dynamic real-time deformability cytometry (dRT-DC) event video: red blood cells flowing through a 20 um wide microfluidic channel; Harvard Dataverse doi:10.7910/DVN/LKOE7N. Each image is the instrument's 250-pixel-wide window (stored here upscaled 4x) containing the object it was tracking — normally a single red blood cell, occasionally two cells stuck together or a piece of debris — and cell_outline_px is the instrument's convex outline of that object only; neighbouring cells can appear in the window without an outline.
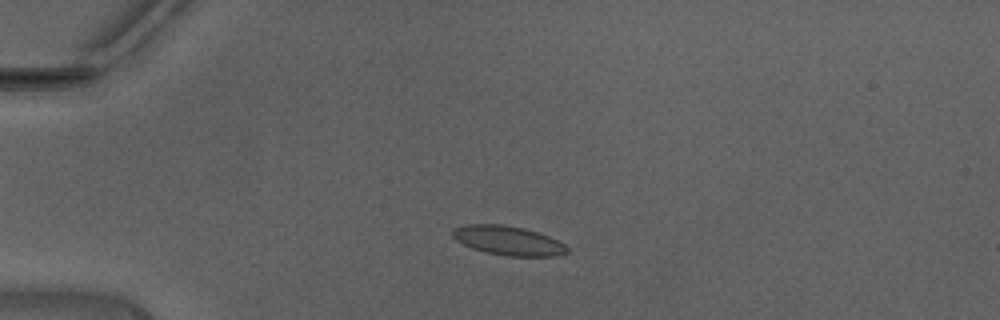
{"species": "Egyptian fruit bat (a non-hibernating species)", "species_latin": "Rousettus aegyptiacus", "temperature_condition": "warm", "stored_images_in_passage": 36, "camera_frame_rate_fps": 3000, "um_per_image_px": 0.085, "animal": {"sex": "male"}, "frame": {"image": 1, "passage_image": 1, "time_ms": 0.0, "image_size_px": [1000, 320], "cell_outline_px": [[568, 252], [556, 256], [508, 256], [484, 252], [472, 248], [456, 240], [452, 236], [452, 228], [464, 224], [500, 224], [524, 228], [548, 236], [564, 244], [568, 248]], "centroid_in_image_um": [43.15, 20.44], "position_along_channel_um": 41.8, "area_um2": 19.48}}
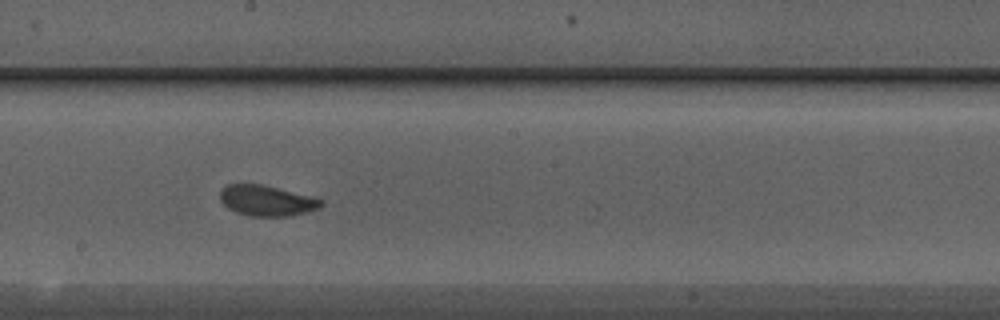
{"frame": {"image": 2, "passage_image": 16, "time_ms": 5.0, "image_size_px": [1000, 320], "cell_outline_px": [[324, 204], [320, 208], [288, 216], [248, 216], [236, 212], [228, 208], [220, 200], [220, 188], [228, 184], [260, 184], [312, 196], [324, 200]], "centroid_in_image_um": [22.66, 17.05], "position_along_channel_um": 225.5, "area_um2": 18.03}}
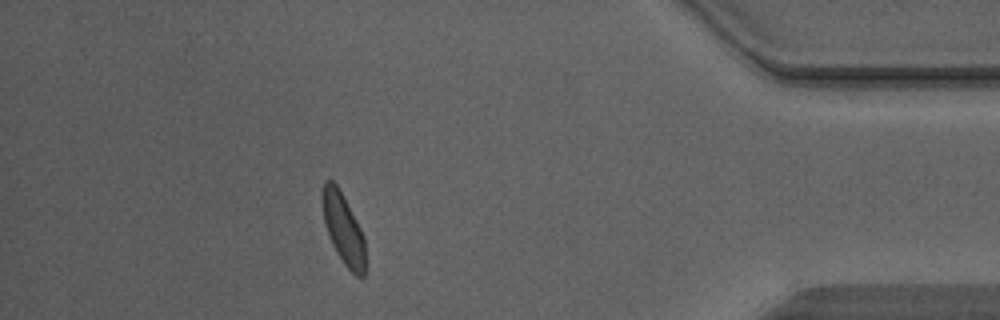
{"frame": {"image": 3, "passage_image": 31, "time_ms": 10.0, "image_size_px": [1000, 320], "cell_outline_px": [[368, 264], [364, 276], [356, 276], [344, 264], [336, 252], [332, 244], [324, 224], [320, 196], [324, 180], [332, 180], [340, 188], [364, 236]], "centroid_in_image_um": [29.19, 19.45], "position_along_channel_um": 406.0, "area_um2": 18.38}, "authors_computed_cell_mechanics": {"area_um2": 18.2937, "velocity_mm_per_s": 4.4271, "shape_relaxation_time_tau1_ms": 8.4408, "shape_relaxation_time_tau2_ms": 0.7356, "deformation_change_tau1": 0.2297, "deformation_change_tau2": 0.0625}}